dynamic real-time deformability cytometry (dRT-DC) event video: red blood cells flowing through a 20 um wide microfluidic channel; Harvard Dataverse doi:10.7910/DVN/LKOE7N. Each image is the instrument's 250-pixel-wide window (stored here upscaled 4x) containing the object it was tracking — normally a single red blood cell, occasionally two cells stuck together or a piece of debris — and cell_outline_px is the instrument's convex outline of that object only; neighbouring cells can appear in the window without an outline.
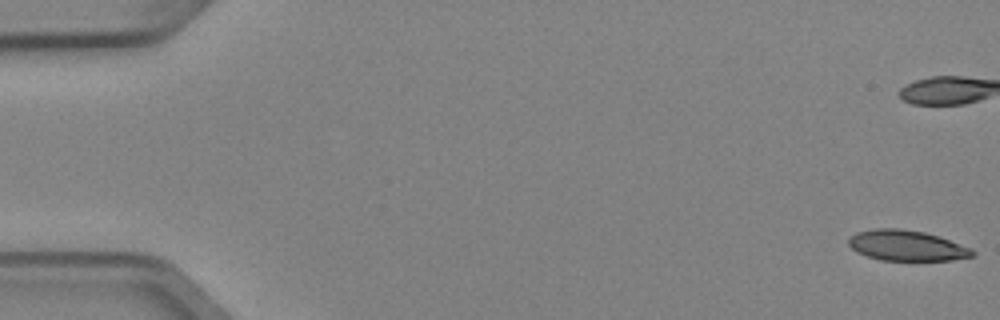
{"species": "Egyptian fruit bat (a non-hibernating species)", "species_latin": "Rousettus aegyptiacus", "temperature_condition": "cold", "stored_images_in_passage": 6, "camera_frame_rate_fps": 3000, "um_per_image_px": 0.085, "animal": {"sex": "female"}, "frame": {"image": 1, "passage_image": 1, "time_ms": 0.0, "image_size_px": [1000, 320], "cell_outline_px": [[976, 252], [972, 256], [952, 260], [880, 260], [856, 252], [848, 244], [848, 240], [856, 232], [876, 228], [900, 228], [924, 232], [940, 236], [972, 248]], "centroid_in_image_um": [77.08, 20.86], "position_along_channel_um": 7.9, "area_um2": 22.08}}
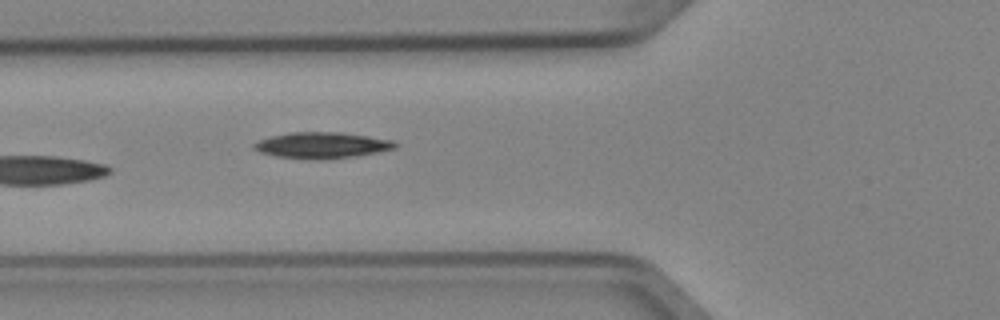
{"frame": {"image": 2, "passage_image": 6, "time_ms": 1.667, "image_size_px": [1000, 320], "cell_outline_px": [[400, 144], [396, 148], [376, 152], [328, 160], [308, 160], [276, 156], [260, 152], [252, 148], [252, 144], [260, 140], [272, 136], [288, 132], [340, 132], [368, 136], [392, 140]], "centroid_in_image_um": [27.35, 12.35], "position_along_channel_um": 98.5, "area_um2": 21.62}}